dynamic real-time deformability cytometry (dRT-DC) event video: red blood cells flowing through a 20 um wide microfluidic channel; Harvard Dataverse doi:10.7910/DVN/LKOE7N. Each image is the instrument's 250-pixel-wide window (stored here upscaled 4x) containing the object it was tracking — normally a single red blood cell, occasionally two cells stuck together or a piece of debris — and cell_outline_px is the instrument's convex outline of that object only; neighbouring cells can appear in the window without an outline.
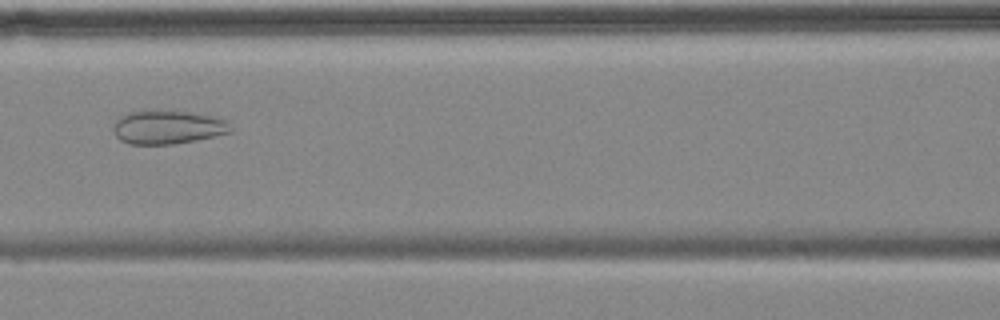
{"species": "common noctule bat (a hibernating species)", "species_latin": "Nyctalus noctula", "temperature_condition": "cold", "stored_images_in_passage": 7, "camera_frame_rate_fps": 3000, "um_per_image_px": 0.085, "animal": {"sex": "female", "body_mass_g": 18.4}, "frame": {"image": 1, "passage_image": 6, "time_ms": 5.667, "image_size_px": [1000, 320], "cell_outline_px": [[232, 132], [216, 136], [196, 140], [172, 144], [128, 144], [120, 140], [112, 132], [112, 128], [116, 120], [120, 116], [128, 112], [144, 108], [188, 112], [216, 116], [224, 120], [232, 128]], "centroid_in_image_um": [14.2, 10.78], "position_along_channel_um": 152.4, "area_um2": 23.58}}